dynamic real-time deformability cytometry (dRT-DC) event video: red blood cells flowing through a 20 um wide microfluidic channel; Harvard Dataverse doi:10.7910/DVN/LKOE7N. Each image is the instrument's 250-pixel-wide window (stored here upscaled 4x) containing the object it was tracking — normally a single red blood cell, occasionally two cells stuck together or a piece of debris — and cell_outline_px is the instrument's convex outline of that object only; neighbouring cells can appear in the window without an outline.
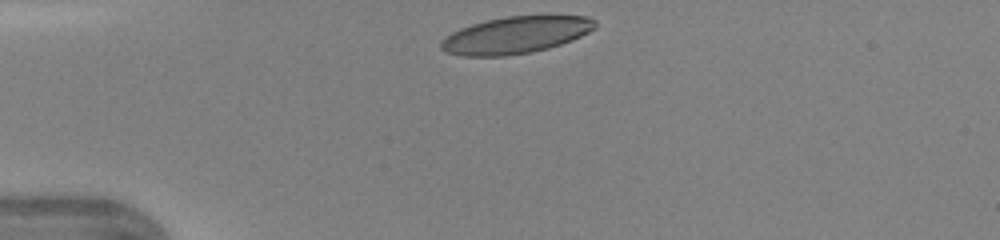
{"species": "human", "species_latin": "Homo sapiens", "temperature_condition": "warm", "stored_images_in_passage": 28, "camera_frame_rate_fps": 3000, "um_per_image_px": 0.085, "donor": {"sex": "female"}, "frame": {"image": 1, "passage_image": 1, "time_ms": 0.0, "image_size_px": [1000, 240], "cell_outline_px": [[596, 28], [572, 40], [548, 48], [532, 52], [504, 56], [464, 56], [448, 52], [440, 48], [440, 40], [444, 36], [460, 28], [472, 24], [488, 20], [508, 16], [588, 16], [596, 20]], "centroid_in_image_um": [43.82, 2.98], "position_along_channel_um": 41.2, "area_um2": 33.06}}